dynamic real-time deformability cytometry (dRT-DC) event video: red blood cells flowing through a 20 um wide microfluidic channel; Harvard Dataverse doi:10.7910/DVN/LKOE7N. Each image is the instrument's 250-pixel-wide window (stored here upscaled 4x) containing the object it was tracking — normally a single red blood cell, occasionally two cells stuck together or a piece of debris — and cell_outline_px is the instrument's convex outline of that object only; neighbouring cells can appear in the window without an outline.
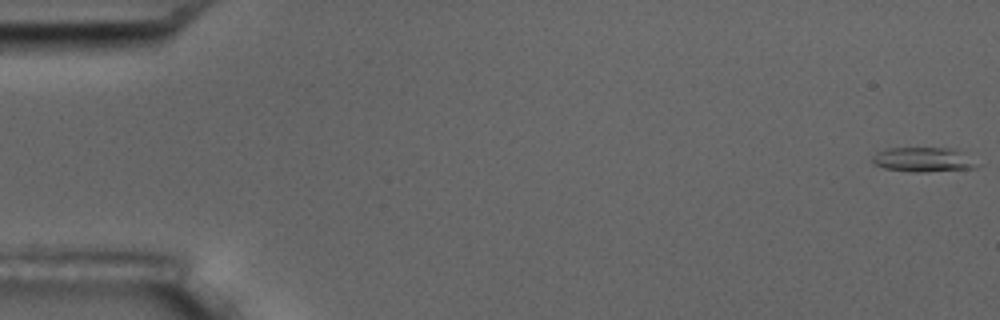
{"species": "common noctule bat (a hibernating species)", "species_latin": "Nyctalus noctula", "temperature_condition": "room temperature", "stored_images_in_passage": 17, "camera_frame_rate_fps": 3000, "um_per_image_px": 0.085, "animal": {"sex": "male", "body_mass_g": 17.5, "forearm_length_mm": 52.3}, "frame": {"image": 1, "passage_image": 1, "time_ms": 0.0, "image_size_px": [1000, 320], "cell_outline_px": [[984, 164], [976, 168], [924, 172], [908, 172], [884, 168], [872, 164], [872, 156], [876, 152], [884, 148], [956, 148]], "centroid_in_image_um": [78.54, 13.57], "position_along_channel_um": 6.5, "area_um2": 15.55}}
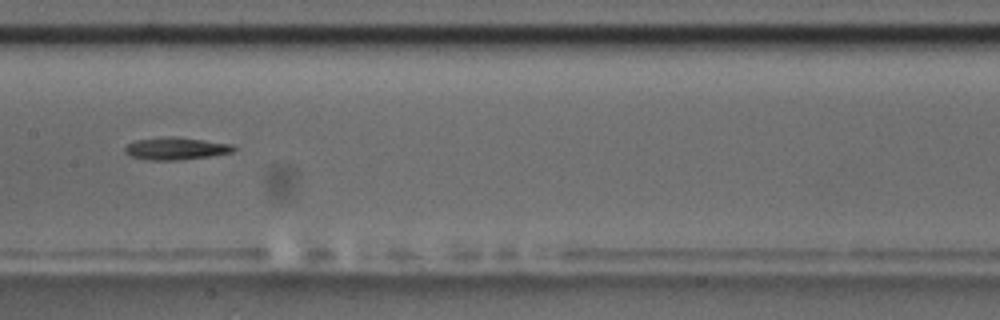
{"frame": {"image": 2, "passage_image": 9, "time_ms": 9.333, "image_size_px": [1000, 320], "cell_outline_px": [[236, 148], [232, 152], [208, 156], [180, 160], [144, 160], [132, 156], [124, 152], [124, 148], [128, 144], [136, 140], [172, 136], [204, 140], [232, 144]], "centroid_in_image_um": [14.93, 12.63], "position_along_channel_um": 192.5, "area_um2": 14.05}}
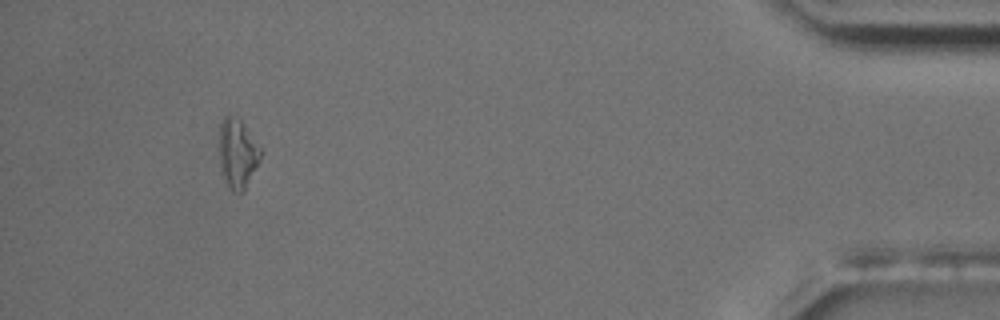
{"frame": {"image": 3, "passage_image": 16, "time_ms": 17.333, "image_size_px": [1000, 320], "cell_outline_px": [[260, 160], [244, 192], [232, 192], [220, 172], [220, 124], [224, 116], [228, 112], [240, 120], [244, 124], [260, 148]], "centroid_in_image_um": [20.17, 13.05], "position_along_channel_um": 415.0, "area_um2": 16.7}, "authors_computed_cell_mechanics": {"area_um2": 14.0454, "velocity_mm_per_s": 3.5967, "shape_relaxation_time_tau1_ms": 8.7406, "shape_relaxation_time_tau2_ms": null, "deformation_change_tau1": 0.2032, "deformation_change_tau2": null}}